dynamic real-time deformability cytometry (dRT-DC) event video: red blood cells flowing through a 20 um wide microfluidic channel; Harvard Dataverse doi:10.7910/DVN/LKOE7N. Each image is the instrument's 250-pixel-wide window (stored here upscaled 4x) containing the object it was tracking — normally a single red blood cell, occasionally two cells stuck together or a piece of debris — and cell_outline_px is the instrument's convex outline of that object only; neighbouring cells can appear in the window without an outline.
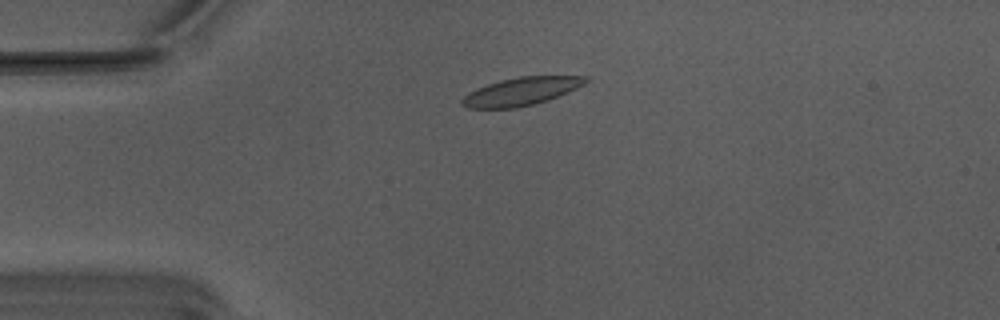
{"species": "Egyptian fruit bat (a non-hibernating species)", "species_latin": "Rousettus aegyptiacus", "temperature_condition": "warm", "stored_images_in_passage": 48, "camera_frame_rate_fps": 3000, "um_per_image_px": 0.085, "animal": {"sex": "male"}, "frame": {"image": 1, "passage_image": 6, "time_ms": 1.667, "image_size_px": [1000, 320], "cell_outline_px": [[588, 80], [584, 84], [576, 88], [548, 100], [516, 108], [468, 108], [460, 104], [460, 100], [468, 92], [476, 88], [500, 80], [520, 76], [588, 76]], "centroid_in_image_um": [44.26, 7.77], "position_along_channel_um": 40.7, "area_um2": 20.06}}
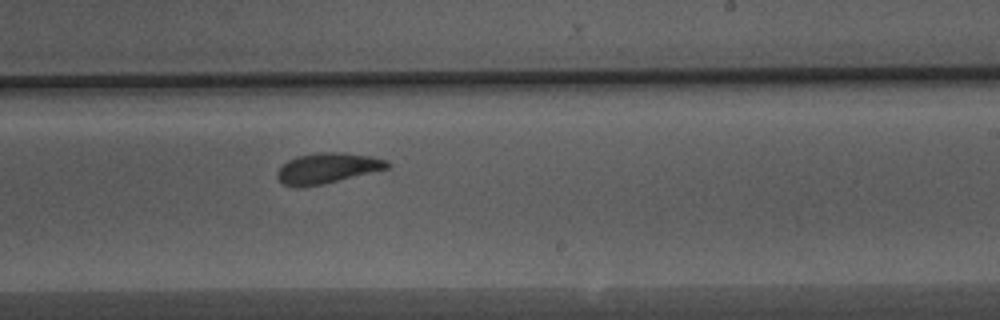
{"frame": {"image": 2, "passage_image": 26, "time_ms": 8.333, "image_size_px": [1000, 320], "cell_outline_px": [[392, 164], [388, 168], [320, 184], [284, 184], [276, 176], [276, 172], [288, 160], [296, 156], [324, 152], [344, 152], [368, 156], [388, 160]], "centroid_in_image_um": [27.87, 14.24], "position_along_channel_um": 261.1, "area_um2": 18.67}}
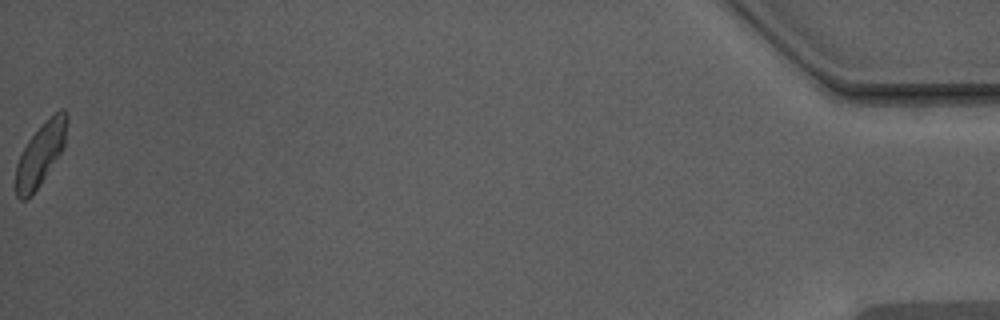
{"frame": {"image": 3, "passage_image": 48, "time_ms": 15.667, "image_size_px": [1000, 320], "cell_outline_px": [[68, 120], [64, 148], [40, 184], [24, 200], [20, 200], [16, 196], [16, 164], [28, 140], [60, 108], [64, 108], [68, 116]], "centroid_in_image_um": [3.47, 13.09], "position_along_channel_um": 431.7, "area_um2": 18.15}, "authors_computed_cell_mechanics": {"area_um2": 19.6809, "velocity_mm_per_s": 3.7486, "shape_relaxation_time_tau1_ms": 2.8944, "shape_relaxation_time_tau2_ms": 1.6572, "deformation_change_tau1": 0.1248, "deformation_change_tau2": 0.0654}}